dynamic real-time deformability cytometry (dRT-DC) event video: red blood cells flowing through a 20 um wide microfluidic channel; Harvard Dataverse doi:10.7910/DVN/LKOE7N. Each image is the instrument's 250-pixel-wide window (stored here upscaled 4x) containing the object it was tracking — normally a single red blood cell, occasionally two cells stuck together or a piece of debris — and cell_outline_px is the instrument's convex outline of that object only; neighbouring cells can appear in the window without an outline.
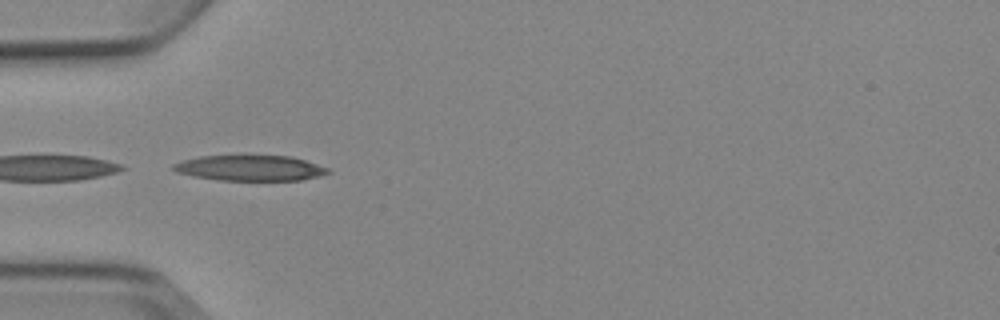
{"species": "Egyptian fruit bat (a non-hibernating species)", "species_latin": "Rousettus aegyptiacus", "temperature_condition": "cold", "stored_images_in_passage": 5, "camera_frame_rate_fps": 3000, "um_per_image_px": 0.085, "animal": {"sex": "female"}, "frame": {"image": 1, "passage_image": 3, "time_ms": 2.333, "image_size_px": [1000, 320], "cell_outline_px": [[332, 172], [320, 176], [300, 180], [220, 180], [192, 176], [176, 172], [172, 168], [172, 164], [180, 160], [200, 156], [244, 152], [292, 156], [328, 168]], "centroid_in_image_um": [21.21, 14.22], "position_along_channel_um": 63.8, "area_um2": 24.28}}
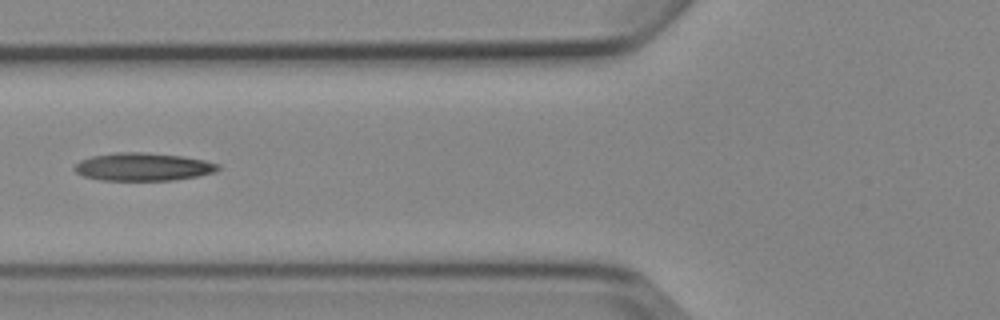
{"frame": {"image": 2, "passage_image": 4, "time_ms": 3.667, "image_size_px": [1000, 320], "cell_outline_px": [[220, 168], [216, 172], [196, 176], [172, 180], [100, 180], [84, 176], [76, 172], [72, 168], [80, 160], [92, 156], [116, 152], [144, 152], [180, 156], [204, 160], [220, 164]], "centroid_in_image_um": [12.14, 14.18], "position_along_channel_um": 113.7, "area_um2": 23.29}}
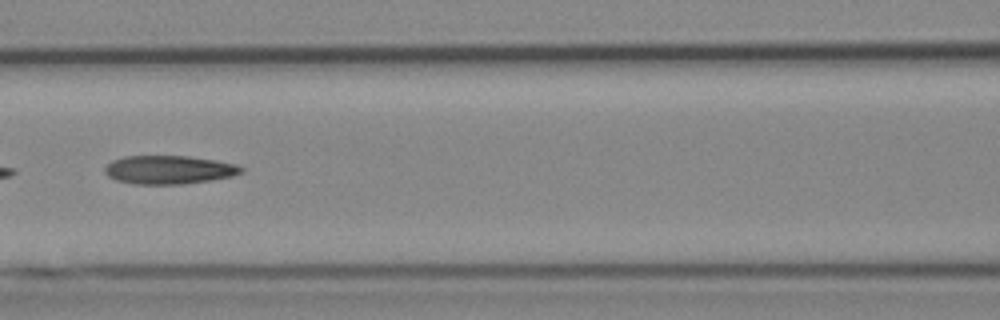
{"frame": {"image": 3, "passage_image": 5, "time_ms": 4.667, "image_size_px": [1000, 320], "cell_outline_px": [[244, 172], [232, 176], [212, 180], [184, 184], [132, 184], [116, 180], [108, 176], [104, 172], [104, 168], [112, 160], [124, 156], [188, 156], [216, 160], [236, 164], [244, 168]], "centroid_in_image_um": [14.37, 14.43], "position_along_channel_um": 152.2, "area_um2": 22.83}}